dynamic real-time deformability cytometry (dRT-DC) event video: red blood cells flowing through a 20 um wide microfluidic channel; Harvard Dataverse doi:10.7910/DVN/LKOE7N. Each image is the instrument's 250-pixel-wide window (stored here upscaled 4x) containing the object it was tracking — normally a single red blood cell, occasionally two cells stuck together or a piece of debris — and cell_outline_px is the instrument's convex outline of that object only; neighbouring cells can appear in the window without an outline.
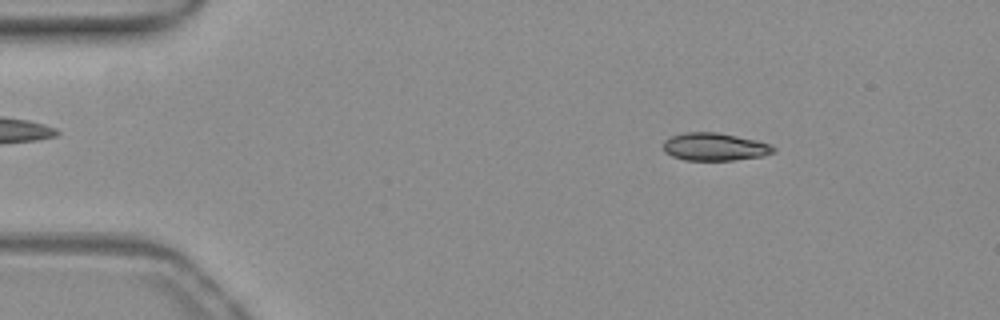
{"species": "common noctule bat (a hibernating species)", "species_latin": "Nyctalus noctula", "temperature_condition": "warm", "stored_images_in_passage": 52, "camera_frame_rate_fps": 3000, "um_per_image_px": 0.085, "animal": {"sex": "female", "body_mass_g": 19.3, "forearm_length_mm": 54.1}, "frame": {"image": 1, "passage_image": 7, "time_ms": 2.0, "image_size_px": [1000, 320], "cell_outline_px": [[776, 152], [764, 156], [732, 160], [684, 160], [672, 156], [664, 152], [664, 140], [672, 136], [684, 132], [716, 132], [756, 140], [772, 144], [776, 148]], "centroid_in_image_um": [60.77, 12.48], "position_along_channel_um": 24.2, "area_um2": 17.92}}
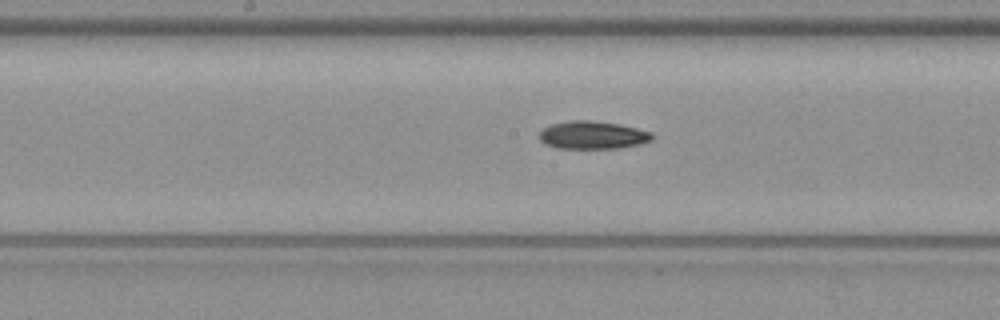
{"frame": {"image": 2, "passage_image": 26, "time_ms": 8.333, "image_size_px": [1000, 320], "cell_outline_px": [[652, 140], [640, 144], [620, 148], [556, 148], [544, 144], [540, 140], [540, 132], [544, 128], [552, 124], [568, 120], [592, 120], [620, 124], [652, 132]], "centroid_in_image_um": [50.37, 11.48], "position_along_channel_um": 197.8, "area_um2": 18.38}}
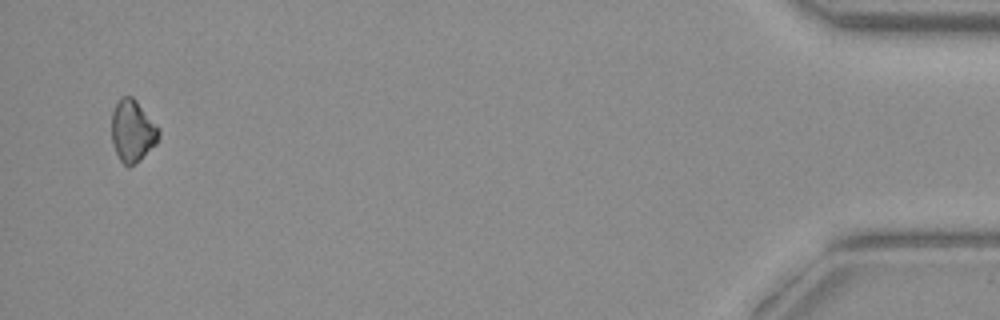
{"frame": {"image": 3, "passage_image": 50, "time_ms": 16.333, "image_size_px": [1000, 320], "cell_outline_px": [[160, 136], [156, 144], [140, 160], [128, 168], [120, 160], [112, 144], [112, 112], [120, 96], [132, 96], [136, 100], [160, 128]], "centroid_in_image_um": [11.27, 11.13], "position_along_channel_um": 423.9, "area_um2": 17.17}}